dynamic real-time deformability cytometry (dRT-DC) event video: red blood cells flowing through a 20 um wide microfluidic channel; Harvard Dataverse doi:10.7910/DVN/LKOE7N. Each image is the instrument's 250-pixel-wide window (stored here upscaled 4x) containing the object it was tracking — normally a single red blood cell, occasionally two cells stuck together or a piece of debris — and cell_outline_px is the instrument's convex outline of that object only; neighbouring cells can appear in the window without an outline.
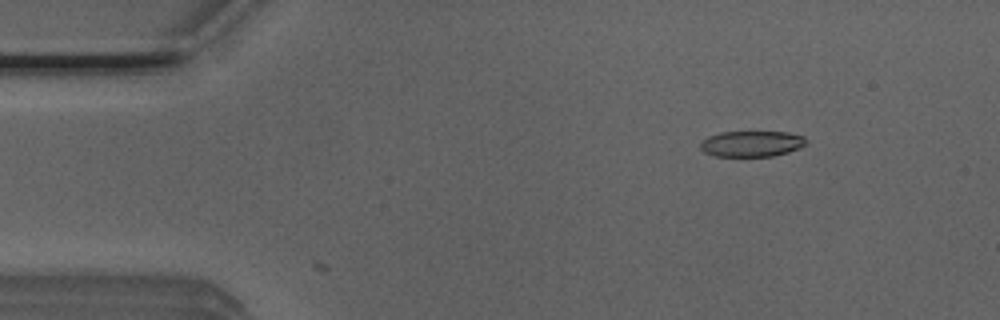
{"species": "Egyptian fruit bat (a non-hibernating species)", "species_latin": "Rousettus aegyptiacus", "temperature_condition": "room temperature", "stored_images_in_passage": 7, "camera_frame_rate_fps": 3000, "um_per_image_px": 0.085, "animal": {"sex": "male"}, "frame": {"image": 1, "passage_image": 7, "time_ms": 2.0, "image_size_px": [1000, 320], "cell_outline_px": [[808, 140], [800, 148], [788, 152], [772, 156], [716, 156], [704, 152], [700, 148], [700, 140], [708, 136], [720, 132], [788, 132], [804, 136]], "centroid_in_image_um": [63.88, 12.21], "position_along_channel_um": 21.1, "area_um2": 16.01}}